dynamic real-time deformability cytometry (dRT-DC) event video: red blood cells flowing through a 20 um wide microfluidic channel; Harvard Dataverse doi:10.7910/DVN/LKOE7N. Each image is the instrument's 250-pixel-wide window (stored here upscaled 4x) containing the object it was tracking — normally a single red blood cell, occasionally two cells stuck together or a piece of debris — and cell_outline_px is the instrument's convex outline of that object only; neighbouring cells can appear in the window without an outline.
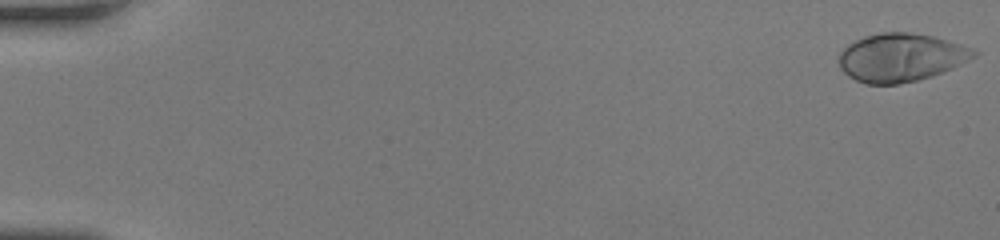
{"species": "human", "species_latin": "Homo sapiens", "temperature_condition": "room temperature", "stored_images_in_passage": 49, "camera_frame_rate_fps": 3000, "um_per_image_px": 0.085, "donor": {"sex": "female"}, "frame": {"image": 1, "passage_image": 1, "time_ms": 0.0, "image_size_px": [1000, 240], "cell_outline_px": [[980, 52], [976, 56], [952, 68], [932, 76], [900, 84], [868, 84], [856, 80], [848, 76], [840, 68], [840, 52], [848, 44], [864, 36], [880, 32], [908, 32], [932, 36], [960, 44]], "centroid_in_image_um": [76.57, 4.88], "position_along_channel_um": 8.4, "area_um2": 37.69}}
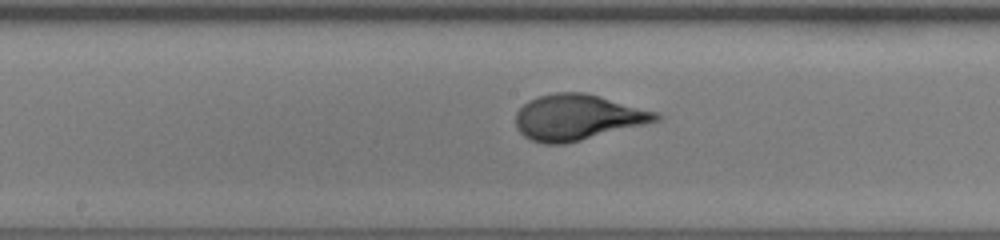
{"frame": {"image": 2, "passage_image": 28, "time_ms": 9.0, "image_size_px": [1000, 240], "cell_outline_px": [[664, 116], [660, 120], [564, 144], [544, 144], [532, 140], [524, 136], [516, 128], [516, 112], [528, 100], [540, 96], [556, 92], [584, 92], [656, 112]], "centroid_in_image_um": [49.06, 9.97], "position_along_channel_um": 199.1, "area_um2": 36.88}}
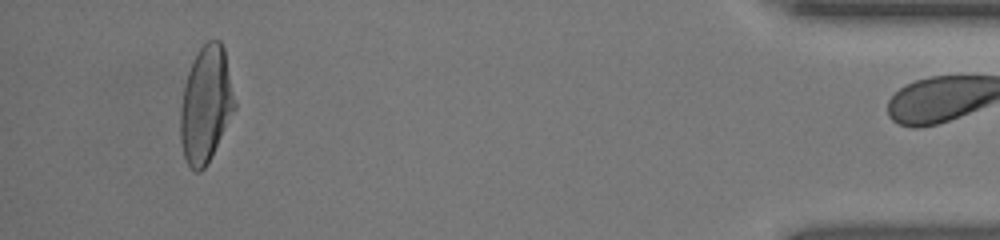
{"frame": {"image": 3, "passage_image": 48, "time_ms": 15.667, "image_size_px": [1000, 240], "cell_outline_px": [[236, 108], [204, 168], [200, 172], [196, 172], [188, 164], [184, 156], [180, 140], [180, 108], [184, 84], [192, 60], [196, 52], [208, 40], [220, 40], [224, 48], [236, 104]], "centroid_in_image_um": [17.48, 8.85], "position_along_channel_um": 417.7, "area_um2": 36.53}, "authors_computed_cell_mechanics": {"area_um2": 36.2984, "velocity_mm_per_s": 4.2474, "shape_relaxation_time_tau1_ms": 3.3783, "shape_relaxation_time_tau2_ms": null, "deformation_change_tau1": 0.2205, "deformation_change_tau2": null}}